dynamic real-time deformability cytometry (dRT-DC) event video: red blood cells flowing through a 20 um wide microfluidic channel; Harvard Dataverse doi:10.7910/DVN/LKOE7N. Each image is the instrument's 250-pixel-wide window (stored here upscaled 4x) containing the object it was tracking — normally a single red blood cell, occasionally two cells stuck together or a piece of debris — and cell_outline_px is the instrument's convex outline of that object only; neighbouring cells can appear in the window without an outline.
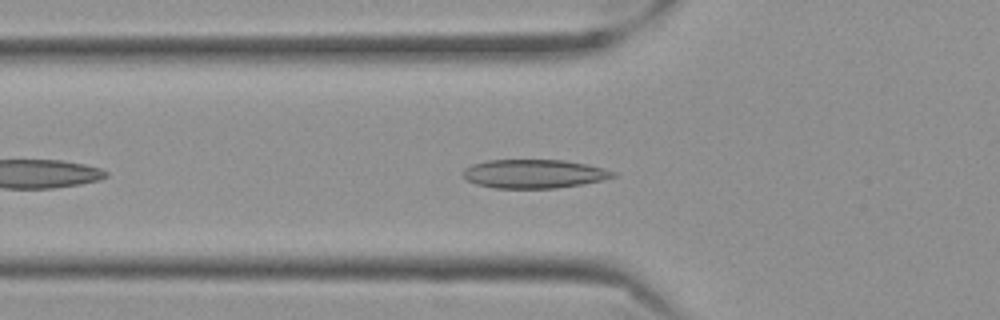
{"species": "Egyptian fruit bat (a non-hibernating species)", "species_latin": "Rousettus aegyptiacus", "temperature_condition": "cold", "stored_images_in_passage": 44, "camera_frame_rate_fps": 3000, "um_per_image_px": 0.085, "frame": {"image": 1, "passage_image": 7, "time_ms": 2.0, "image_size_px": [1000, 320], "cell_outline_px": [[620, 176], [580, 184], [556, 188], [496, 188], [476, 184], [468, 180], [464, 176], [464, 168], [472, 164], [488, 160], [564, 160], [584, 164], [616, 172]], "centroid_in_image_um": [45.38, 14.77], "position_along_channel_um": 80.4, "area_um2": 24.85}}
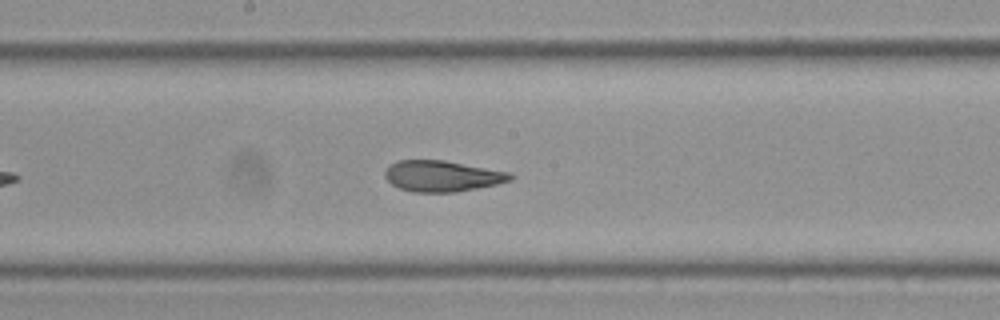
{"frame": {"image": 2, "passage_image": 18, "time_ms": 5.667, "image_size_px": [1000, 320], "cell_outline_px": [[516, 176], [512, 180], [496, 184], [456, 192], [412, 192], [400, 188], [392, 184], [384, 176], [384, 172], [396, 160], [444, 160], [512, 172]], "centroid_in_image_um": [37.63, 14.96], "position_along_channel_um": 210.6, "area_um2": 22.72}}
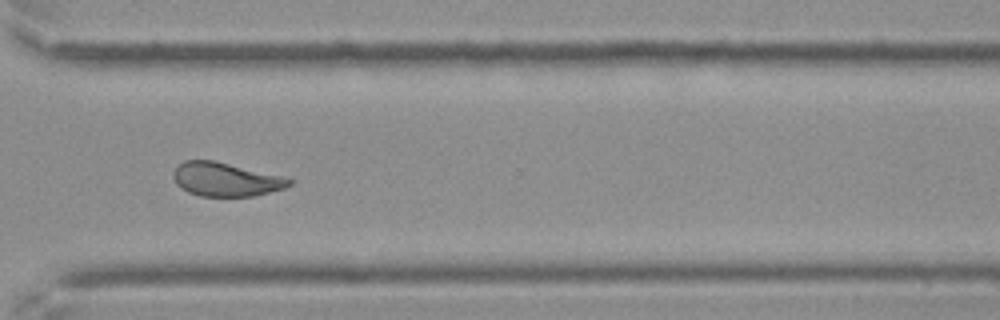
{"frame": {"image": 3, "passage_image": 30, "time_ms": 9.667, "image_size_px": [1000, 320], "cell_outline_px": [[292, 184], [284, 188], [252, 196], [200, 196], [188, 192], [180, 188], [176, 184], [172, 176], [172, 172], [184, 160], [212, 160], [280, 176], [292, 180]], "centroid_in_image_um": [19.12, 15.26], "position_along_channel_um": 351.5, "area_um2": 22.43}, "authors_computed_cell_mechanics": {"area_um2": 22.9466, "velocity_mm_per_s": 3.5278, "shape_relaxation_time_tau1_ms": 10.1984, "shape_relaxation_time_tau2_ms": 1.9589, "deformation_change_tau1": 0.2179, "deformation_change_tau2": 0.0764}}